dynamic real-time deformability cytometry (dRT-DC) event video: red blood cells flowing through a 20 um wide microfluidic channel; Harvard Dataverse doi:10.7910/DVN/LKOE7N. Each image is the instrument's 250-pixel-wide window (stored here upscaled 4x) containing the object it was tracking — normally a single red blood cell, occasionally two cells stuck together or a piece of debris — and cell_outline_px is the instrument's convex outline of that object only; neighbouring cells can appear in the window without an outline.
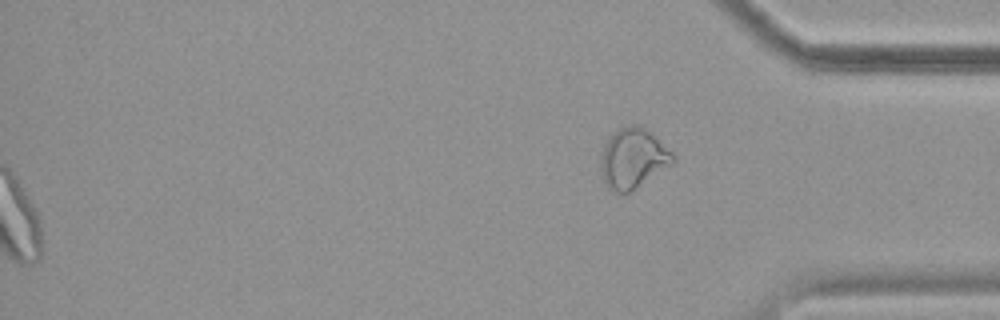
{"species": "common noctule bat (a hibernating species)", "species_latin": "Nyctalus noctula", "temperature_condition": "cold", "stored_images_in_passage": 57, "segment_of_instrument_passage": [2, 2], "camera_frame_rate_fps": 3000, "um_per_image_px": 0.085, "animal": {"sex": "female", "body_mass_g": 19.9}, "frame": {"image": 1, "passage_image": 57, "time_ms": 18.667, "image_size_px": [1000, 320], "cell_outline_px": [[676, 160], [672, 164], [628, 192], [616, 192], [608, 188], [604, 180], [600, 168], [600, 156], [604, 144], [608, 136], [612, 132], [624, 124], [636, 124], [652, 132], [676, 156]], "centroid_in_image_um": [53.79, 13.4], "position_along_channel_um": 381.4, "area_um2": 25.37}}